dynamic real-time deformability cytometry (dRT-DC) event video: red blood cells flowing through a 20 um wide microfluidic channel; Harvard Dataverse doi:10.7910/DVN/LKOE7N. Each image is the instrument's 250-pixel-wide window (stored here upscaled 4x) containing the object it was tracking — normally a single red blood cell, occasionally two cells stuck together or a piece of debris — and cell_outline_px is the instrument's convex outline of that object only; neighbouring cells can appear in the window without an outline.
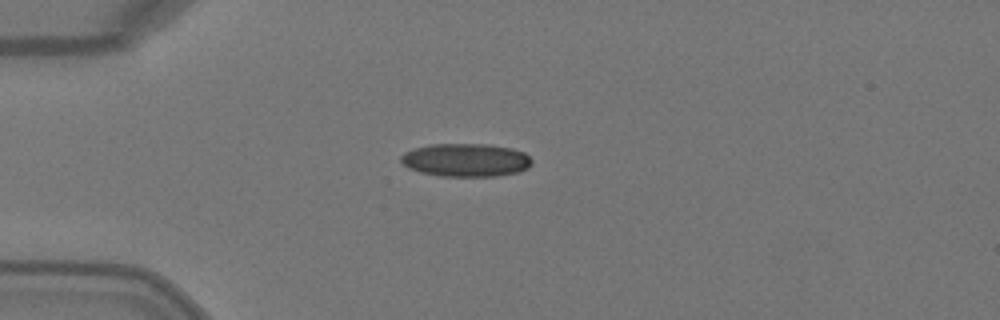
{"species": "Egyptian fruit bat (a non-hibernating species)", "species_latin": "Rousettus aegyptiacus", "temperature_condition": "warm", "stored_images_in_passage": 4, "camera_frame_rate_fps": 3000, "um_per_image_px": 0.085, "animal": {"sex": "female"}, "frame": {"image": 1, "passage_image": 3, "time_ms": 0.667, "image_size_px": [1000, 320], "cell_outline_px": [[532, 164], [528, 168], [516, 172], [496, 176], [440, 176], [420, 172], [408, 168], [400, 160], [400, 156], [404, 152], [428, 144], [488, 144], [512, 148], [524, 152], [532, 160]], "centroid_in_image_um": [39.59, 13.6], "position_along_channel_um": 45.4, "area_um2": 25.37}}